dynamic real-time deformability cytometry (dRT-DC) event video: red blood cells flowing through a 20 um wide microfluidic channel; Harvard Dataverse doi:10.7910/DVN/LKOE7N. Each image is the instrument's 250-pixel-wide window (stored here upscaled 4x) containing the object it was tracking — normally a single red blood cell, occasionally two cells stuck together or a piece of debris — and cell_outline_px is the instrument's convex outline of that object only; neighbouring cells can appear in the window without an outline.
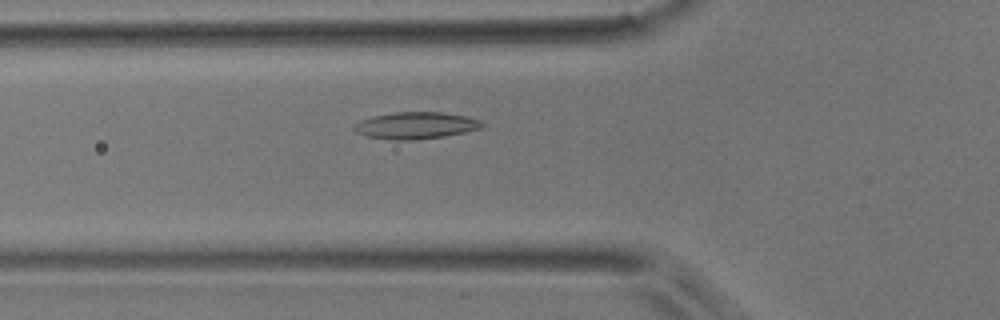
{"species": "common noctule bat (a hibernating species)", "species_latin": "Nyctalus noctula", "temperature_condition": "room temperature", "stored_images_in_passage": 46, "camera_frame_rate_fps": 3000, "um_per_image_px": 0.085, "animal": {"sex": "male", "body_mass_g": 17.9}, "frame": {"image": 1, "passage_image": 14, "time_ms": 4.333, "image_size_px": [1000, 320], "cell_outline_px": [[484, 124], [480, 128], [464, 132], [444, 136], [412, 140], [392, 140], [368, 136], [356, 132], [352, 128], [352, 124], [360, 120], [372, 116], [392, 112], [440, 112], [464, 116], [480, 120]], "centroid_in_image_um": [35.27, 10.66], "position_along_channel_um": 90.5, "area_um2": 19.94}}
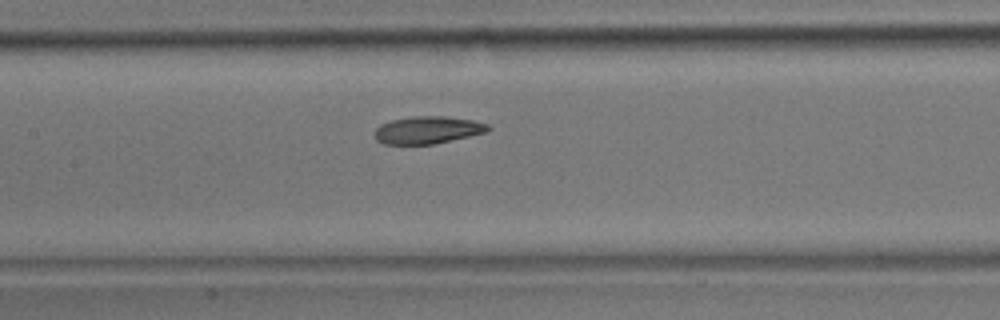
{"frame": {"image": 2, "passage_image": 20, "time_ms": 6.333, "image_size_px": [1000, 320], "cell_outline_px": [[492, 128], [488, 132], [432, 144], [384, 144], [376, 140], [376, 128], [380, 124], [392, 120], [412, 116], [444, 116], [472, 120], [488, 124]], "centroid_in_image_um": [36.37, 11.04], "position_along_channel_um": 171.0, "area_um2": 18.03}}
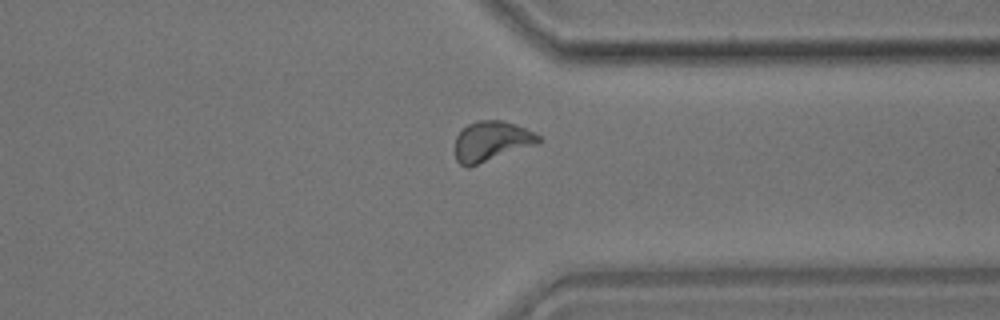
{"frame": {"image": 3, "passage_image": 35, "time_ms": 11.333, "image_size_px": [1000, 320], "cell_outline_px": [[544, 140], [536, 144], [468, 168], [460, 164], [456, 160], [456, 136], [468, 124], [476, 120], [500, 120], [524, 128], [540, 136]], "centroid_in_image_um": [41.76, 12.01], "position_along_channel_um": 369.6, "area_um2": 19.25}}